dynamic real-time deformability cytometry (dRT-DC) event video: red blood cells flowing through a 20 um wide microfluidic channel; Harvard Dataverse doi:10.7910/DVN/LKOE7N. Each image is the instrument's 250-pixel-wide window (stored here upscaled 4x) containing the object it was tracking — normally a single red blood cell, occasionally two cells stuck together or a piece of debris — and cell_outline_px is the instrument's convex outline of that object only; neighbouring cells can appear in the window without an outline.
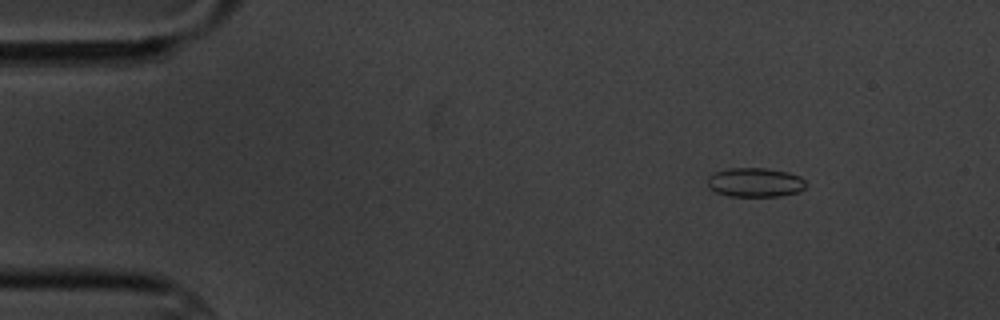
{"species": "common noctule bat (a hibernating species)", "species_latin": "Nyctalus noctula", "temperature_condition": "cold", "stored_images_in_passage": 5, "camera_frame_rate_fps": 3000, "um_per_image_px": 0.085, "animal": {"sex": "male", "body_mass_g": 20.1, "forearm_length_mm": 53.5}, "frame": {"image": 1, "passage_image": 2, "time_ms": 1.0, "image_size_px": [1000, 320], "cell_outline_px": [[804, 188], [800, 192], [780, 196], [728, 196], [716, 192], [708, 188], [708, 176], [716, 172], [728, 168], [768, 168], [788, 172], [800, 176], [804, 180]], "centroid_in_image_um": [64.18, 15.5], "position_along_channel_um": 20.8, "area_um2": 16.82}}